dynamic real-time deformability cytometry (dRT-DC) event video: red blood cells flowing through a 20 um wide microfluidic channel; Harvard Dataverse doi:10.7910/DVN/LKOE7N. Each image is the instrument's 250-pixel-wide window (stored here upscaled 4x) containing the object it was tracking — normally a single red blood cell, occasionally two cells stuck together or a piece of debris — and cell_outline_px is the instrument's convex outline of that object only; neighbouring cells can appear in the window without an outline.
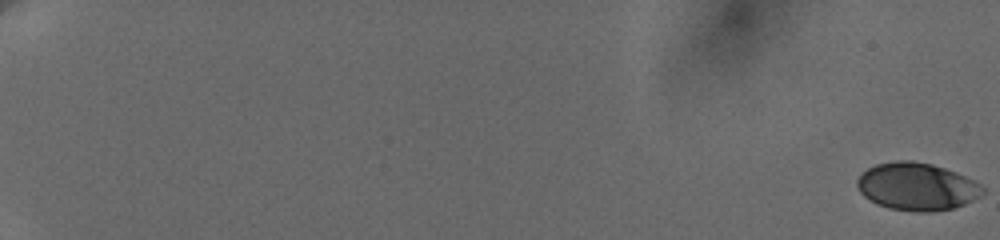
{"species": "human", "species_latin": "Homo sapiens", "temperature_condition": "cold", "stored_images_in_passage": 10, "camera_frame_rate_fps": 3000, "um_per_image_px": 0.085, "donor": {"sex": "female"}, "frame": {"image": 1, "passage_image": 1, "time_ms": 0.0, "image_size_px": [1000, 240], "cell_outline_px": [[984, 192], [972, 200], [964, 204], [952, 208], [932, 212], [920, 212], [888, 208], [876, 204], [864, 196], [860, 192], [856, 184], [856, 180], [868, 168], [876, 164], [896, 160], [912, 160], [932, 164], [956, 172], [980, 184], [984, 188]], "centroid_in_image_um": [77.91, 15.85], "position_along_channel_um": 7.1, "area_um2": 34.68}}
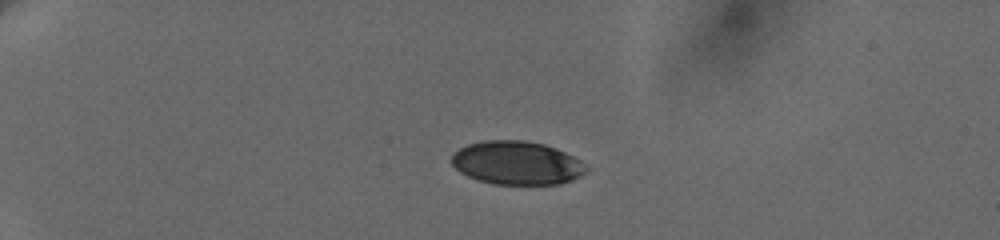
{"frame": {"image": 2, "passage_image": 7, "time_ms": 5.667, "image_size_px": [1000, 240], "cell_outline_px": [[588, 168], [580, 176], [572, 180], [560, 184], [496, 184], [480, 180], [468, 176], [460, 172], [452, 164], [452, 156], [460, 148], [468, 144], [484, 140], [524, 140], [544, 144], [556, 148], [580, 160]], "centroid_in_image_um": [43.94, 13.84], "position_along_channel_um": 41.1, "area_um2": 33.87}}
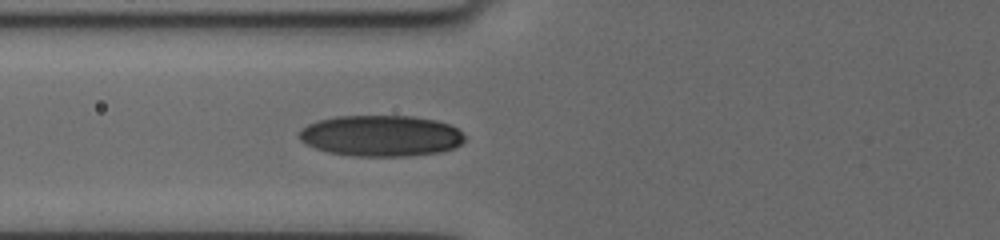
{"frame": {"image": 3, "passage_image": 10, "time_ms": 9.0, "image_size_px": [1000, 240], "cell_outline_px": [[464, 140], [460, 144], [452, 148], [440, 152], [408, 156], [356, 156], [328, 152], [304, 144], [300, 140], [296, 132], [300, 128], [308, 124], [320, 120], [336, 116], [412, 116], [436, 120], [448, 124], [456, 128], [464, 136]], "centroid_in_image_um": [32.33, 11.54], "position_along_channel_um": 93.5, "area_um2": 39.71}}